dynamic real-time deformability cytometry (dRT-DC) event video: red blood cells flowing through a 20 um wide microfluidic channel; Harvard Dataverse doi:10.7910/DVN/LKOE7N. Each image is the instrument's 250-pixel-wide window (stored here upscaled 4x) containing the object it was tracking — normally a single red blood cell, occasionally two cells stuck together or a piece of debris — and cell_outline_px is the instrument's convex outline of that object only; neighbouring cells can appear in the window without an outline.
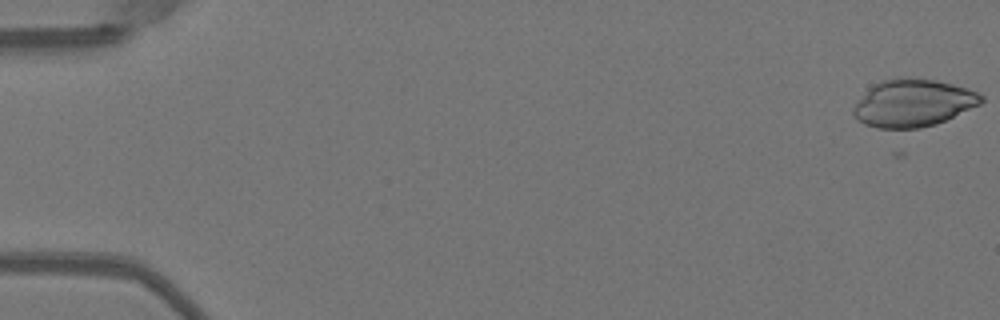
{"species": "Egyptian fruit bat (a non-hibernating species)", "species_latin": "Rousettus aegyptiacus", "temperature_condition": "warm", "stored_images_in_passage": 11, "camera_frame_rate_fps": 3000, "um_per_image_px": 0.085, "animal": {"sex": "female"}, "frame": {"image": 1, "passage_image": 1, "time_ms": 0.0, "image_size_px": [1000, 320], "cell_outline_px": [[984, 100], [980, 104], [936, 124], [920, 128], [876, 128], [864, 124], [852, 112], [852, 108], [868, 88], [884, 80], [896, 76], [908, 76], [936, 80], [952, 84], [976, 92], [984, 96]], "centroid_in_image_um": [77.6, 8.74], "position_along_channel_um": 7.4, "area_um2": 35.26}}